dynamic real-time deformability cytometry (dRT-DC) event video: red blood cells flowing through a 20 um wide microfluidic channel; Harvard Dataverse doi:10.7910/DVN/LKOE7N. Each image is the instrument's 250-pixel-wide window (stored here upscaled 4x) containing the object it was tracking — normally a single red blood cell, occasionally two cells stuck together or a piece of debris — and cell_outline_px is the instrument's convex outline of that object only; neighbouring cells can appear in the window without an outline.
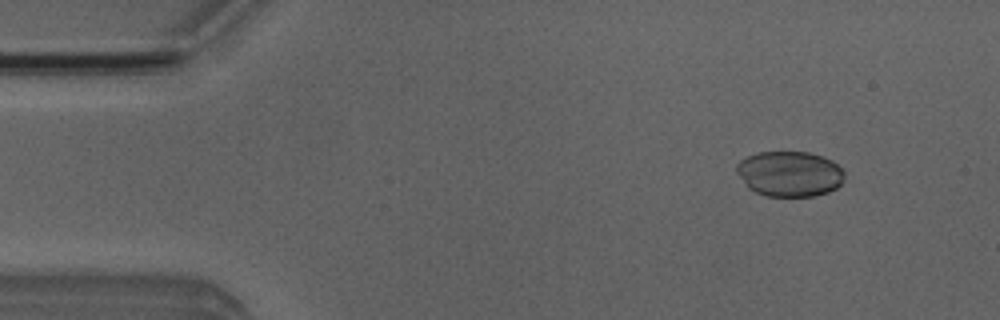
{"species": "Egyptian fruit bat (a non-hibernating species)", "species_latin": "Rousettus aegyptiacus", "temperature_condition": "room temperature", "stored_images_in_passage": 6, "camera_frame_rate_fps": 3000, "um_per_image_px": 0.085, "animal": {"sex": "male"}, "frame": {"image": 1, "passage_image": 1, "time_ms": 0.0, "image_size_px": [1000, 320], "cell_outline_px": [[844, 180], [836, 188], [828, 192], [812, 196], [764, 196], [748, 188], [736, 172], [736, 164], [740, 160], [756, 152], [808, 152], [832, 160], [844, 172]], "centroid_in_image_um": [67.09, 14.78], "position_along_channel_um": 17.9, "area_um2": 28.55}}